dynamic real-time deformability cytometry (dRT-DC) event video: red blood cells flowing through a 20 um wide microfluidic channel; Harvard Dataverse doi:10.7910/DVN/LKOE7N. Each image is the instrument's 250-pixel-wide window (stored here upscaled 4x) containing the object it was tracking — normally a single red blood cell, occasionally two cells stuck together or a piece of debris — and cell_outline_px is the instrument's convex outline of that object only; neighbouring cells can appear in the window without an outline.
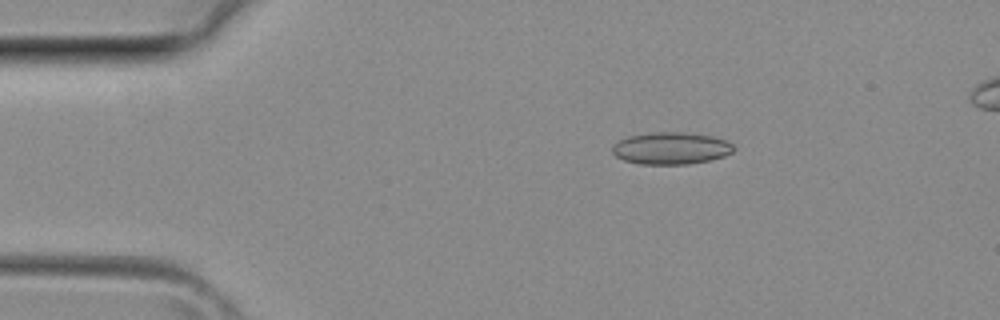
{"species": "common noctule bat (a hibernating species)", "species_latin": "Nyctalus noctula", "temperature_condition": "room temperature", "stored_images_in_passage": 30, "camera_frame_rate_fps": 3000, "um_per_image_px": 0.085, "animal": {"sex": "female", "body_mass_g": 29.2, "forearm_length_mm": 56.3}, "frame": {"image": 1, "passage_image": 2, "time_ms": 0.333, "image_size_px": [1000, 320], "cell_outline_px": [[736, 148], [732, 152], [724, 156], [712, 160], [688, 164], [640, 164], [624, 160], [616, 156], [612, 152], [612, 144], [616, 140], [628, 136], [652, 132], [684, 132], [712, 136], [728, 140]], "centroid_in_image_um": [57.03, 12.59], "position_along_channel_um": 28.0, "area_um2": 23.0}}
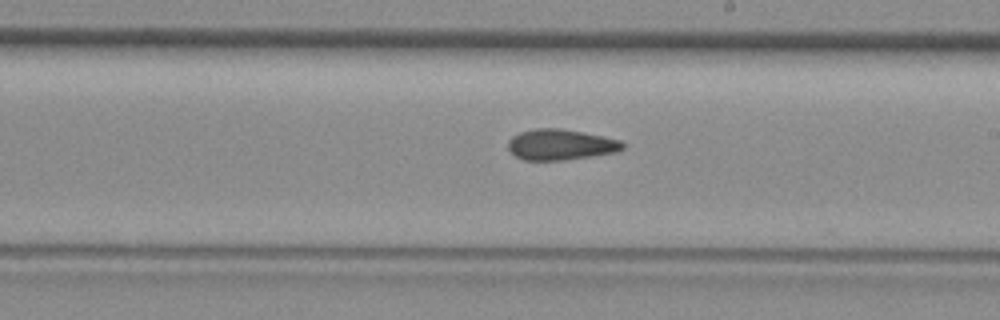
{"frame": {"image": 2, "passage_image": 17, "time_ms": 5.333, "image_size_px": [1000, 320], "cell_outline_px": [[624, 148], [616, 152], [592, 156], [564, 160], [524, 160], [516, 156], [508, 148], [508, 140], [512, 136], [520, 132], [536, 128], [560, 128], [620, 140], [624, 144]], "centroid_in_image_um": [47.62, 12.29], "position_along_channel_um": 241.4, "area_um2": 20.35}}
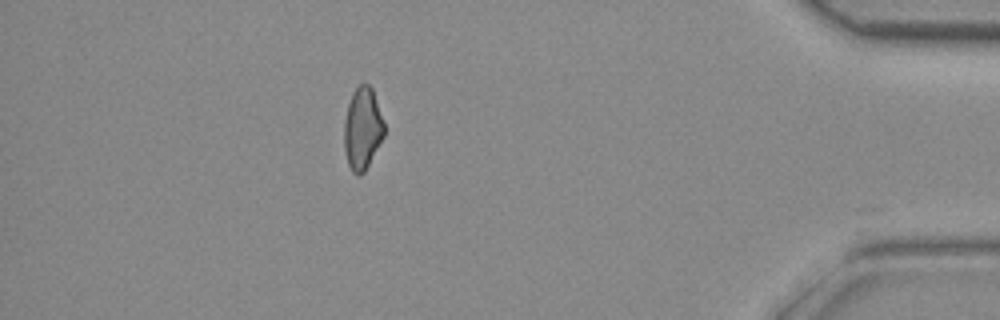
{"frame": {"image": 3, "passage_image": 29, "time_ms": 9.333, "image_size_px": [1000, 320], "cell_outline_px": [[384, 136], [364, 172], [360, 176], [356, 176], [352, 172], [348, 164], [344, 148], [344, 120], [348, 104], [352, 92], [360, 84], [368, 84], [372, 88], [384, 124]], "centroid_in_image_um": [30.79, 10.95], "position_along_channel_um": 404.4, "area_um2": 19.07}}